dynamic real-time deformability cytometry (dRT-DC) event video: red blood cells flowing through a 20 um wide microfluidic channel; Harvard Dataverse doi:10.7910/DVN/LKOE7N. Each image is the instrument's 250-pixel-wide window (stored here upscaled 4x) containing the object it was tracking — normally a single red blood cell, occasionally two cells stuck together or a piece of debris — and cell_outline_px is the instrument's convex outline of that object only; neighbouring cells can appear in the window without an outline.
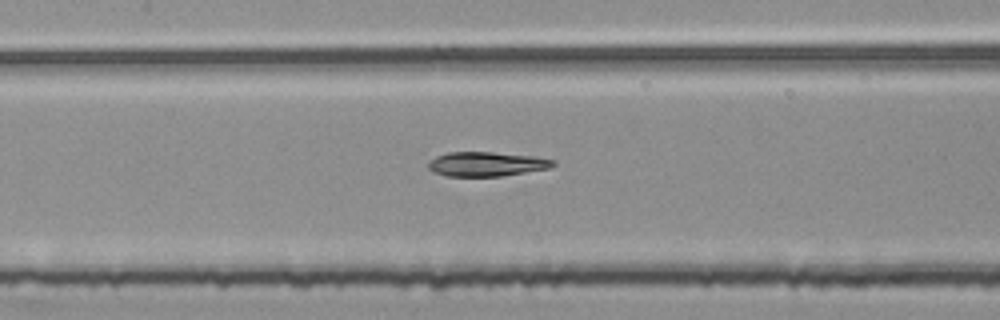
{"species": "common noctule bat (a hibernating species)", "species_latin": "Nyctalus noctula", "temperature_condition": "room temperature", "stored_images_in_passage": 54, "segment_of_instrument_passage": [2, 2], "camera_frame_rate_fps": 3000, "um_per_image_px": 0.085, "animal": {"sex": "female", "body_mass_g": 25.1}, "frame": {"image": 1, "passage_image": 25, "time_ms": 8.0, "image_size_px": [1000, 320], "cell_outline_px": [[556, 164], [548, 168], [500, 176], [448, 176], [432, 172], [428, 168], [428, 164], [436, 156], [448, 152], [492, 152], [532, 156], [556, 160]], "centroid_in_image_um": [41.33, 13.94], "position_along_channel_um": 166.1, "area_um2": 17.57}}
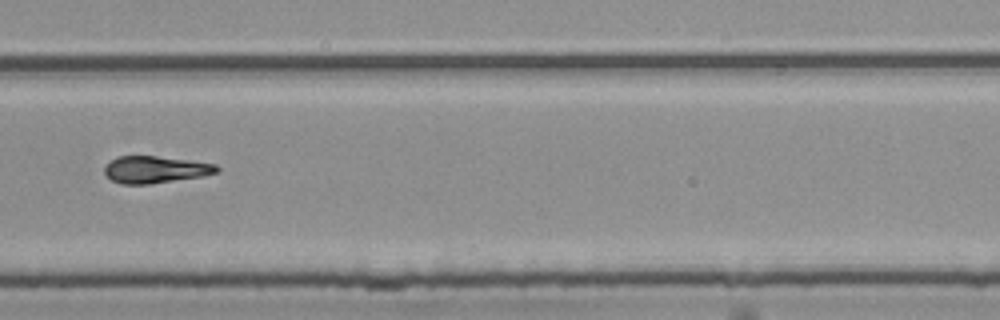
{"frame": {"image": 2, "passage_image": 37, "time_ms": 12.0, "image_size_px": [1000, 320], "cell_outline_px": [[220, 168], [216, 172], [204, 176], [148, 184], [124, 184], [112, 180], [104, 172], [104, 168], [112, 160], [120, 156], [156, 156], [192, 160], [216, 164]], "centroid_in_image_um": [13.24, 14.41], "position_along_channel_um": 316.6, "area_um2": 17.51}}
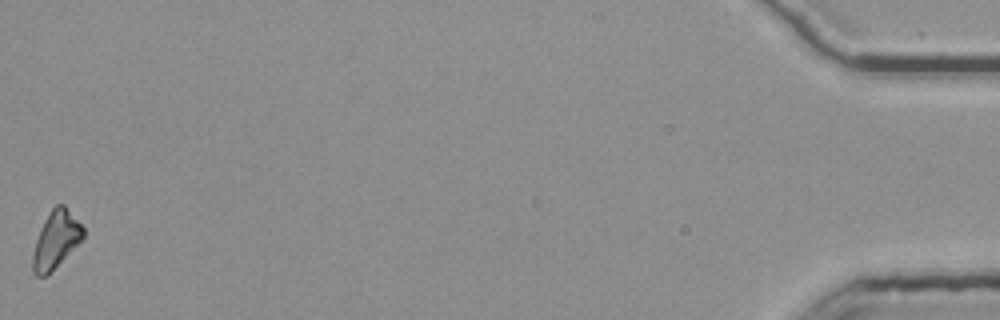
{"frame": {"image": 3, "passage_image": 54, "time_ms": 17.667, "image_size_px": [1000, 320], "cell_outline_px": [[84, 236], [44, 276], [36, 276], [32, 272], [32, 252], [40, 228], [44, 220], [52, 208], [56, 204], [64, 204], [84, 228]], "centroid_in_image_um": [4.71, 20.33], "position_along_channel_um": 430.5, "area_um2": 16.18}}